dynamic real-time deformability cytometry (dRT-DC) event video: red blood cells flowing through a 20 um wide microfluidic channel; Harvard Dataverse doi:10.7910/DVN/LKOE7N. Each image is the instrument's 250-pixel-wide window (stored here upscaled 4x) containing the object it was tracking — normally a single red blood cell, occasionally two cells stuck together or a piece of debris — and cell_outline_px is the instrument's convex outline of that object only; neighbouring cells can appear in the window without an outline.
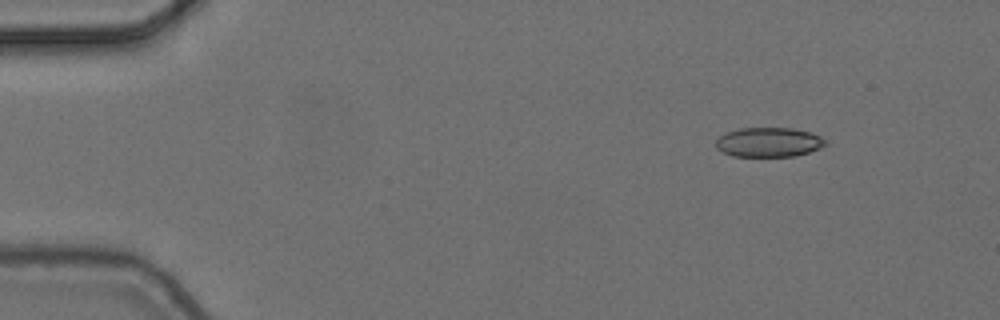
{"species": "common noctule bat (a hibernating species)", "species_latin": "Nyctalus noctula", "temperature_condition": "cold", "stored_images_in_passage": 4, "camera_frame_rate_fps": 3000, "um_per_image_px": 0.085, "animal": {"sex": "female", "body_mass_g": 24.6, "forearm_length_mm": 56.2}, "frame": {"image": 1, "passage_image": 1, "time_ms": 0.0, "image_size_px": [1000, 320], "cell_outline_px": [[828, 144], [820, 148], [796, 156], [732, 156], [716, 148], [716, 140], [720, 136], [728, 132], [740, 128], [792, 128], [812, 132], [828, 140]], "centroid_in_image_um": [65.39, 12.08], "position_along_channel_um": 19.6, "area_um2": 18.9}}
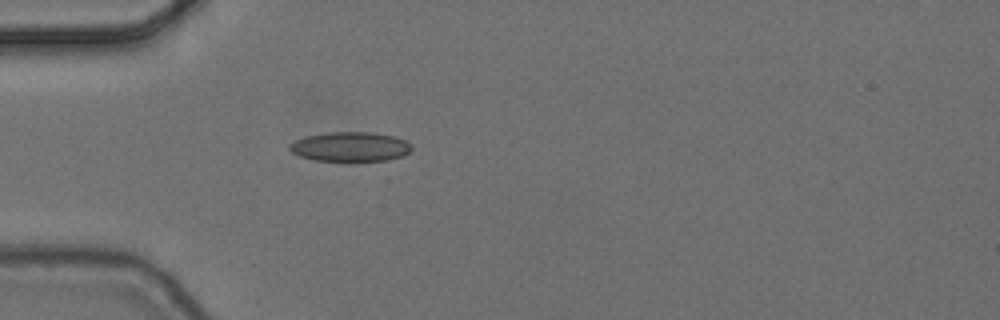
{"frame": {"image": 2, "passage_image": 4, "time_ms": 1.0, "image_size_px": [1000, 320], "cell_outline_px": [[412, 148], [404, 156], [388, 160], [316, 160], [300, 156], [292, 152], [288, 148], [288, 144], [304, 136], [328, 132], [372, 132], [396, 136], [412, 144]], "centroid_in_image_um": [29.78, 12.45], "position_along_channel_um": 55.2, "area_um2": 20.98}}